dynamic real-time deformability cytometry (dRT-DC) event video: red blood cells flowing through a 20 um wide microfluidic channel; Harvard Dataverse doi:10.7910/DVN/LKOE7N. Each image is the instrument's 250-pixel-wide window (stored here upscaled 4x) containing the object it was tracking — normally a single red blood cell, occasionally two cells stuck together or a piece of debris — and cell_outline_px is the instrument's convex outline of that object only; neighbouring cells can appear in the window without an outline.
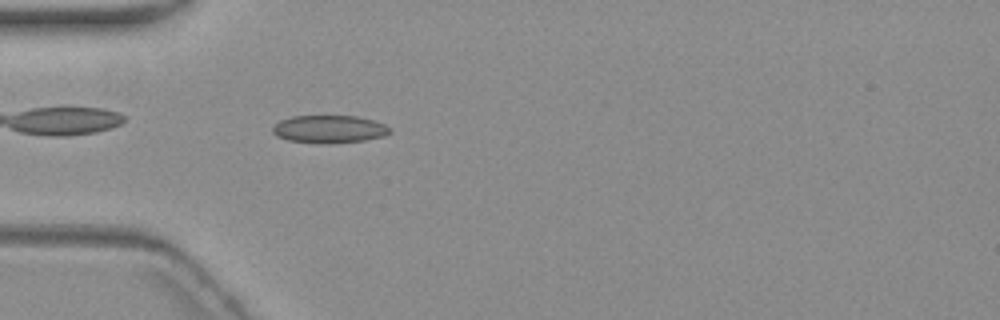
{"species": "common noctule bat (a hibernating species)", "species_latin": "Nyctalus noctula", "temperature_condition": "warm", "stored_images_in_passage": 5, "camera_frame_rate_fps": 3000, "um_per_image_px": 0.085, "animal": {"sex": "female", "body_mass_g": 19.3, "forearm_length_mm": 54.1}, "frame": {"image": 1, "passage_image": 5, "time_ms": 4.667, "image_size_px": [1000, 320], "cell_outline_px": [[392, 132], [384, 136], [364, 140], [328, 144], [320, 144], [288, 140], [276, 136], [272, 132], [272, 128], [280, 120], [292, 116], [356, 116], [372, 120], [384, 124]], "centroid_in_image_um": [27.96, 10.98], "position_along_channel_um": 57.0, "area_um2": 18.96}}